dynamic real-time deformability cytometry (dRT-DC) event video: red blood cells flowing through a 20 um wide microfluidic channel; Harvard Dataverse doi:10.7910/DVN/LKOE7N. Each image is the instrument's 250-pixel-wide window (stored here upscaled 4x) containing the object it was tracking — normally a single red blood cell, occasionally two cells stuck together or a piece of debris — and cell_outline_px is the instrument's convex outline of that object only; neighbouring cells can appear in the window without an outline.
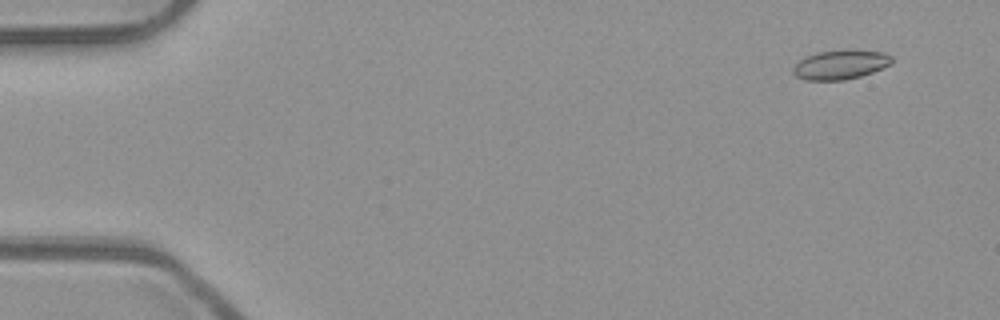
{"species": "common noctule bat (a hibernating species)", "species_latin": "Nyctalus noctula", "temperature_condition": "room temperature", "stored_images_in_passage": 8, "camera_frame_rate_fps": 3000, "um_per_image_px": 0.085, "animal": {"sex": "male", "body_mass_g": 23.1, "forearm_length_mm": 52.7}, "frame": {"image": 1, "passage_image": 4, "time_ms": 1.0, "image_size_px": [1000, 320], "cell_outline_px": [[892, 64], [872, 72], [860, 76], [844, 80], [808, 80], [796, 76], [792, 72], [792, 68], [800, 60], [816, 52], [884, 52], [892, 56]], "centroid_in_image_um": [71.42, 5.54], "position_along_channel_um": 13.6, "area_um2": 16.13}}